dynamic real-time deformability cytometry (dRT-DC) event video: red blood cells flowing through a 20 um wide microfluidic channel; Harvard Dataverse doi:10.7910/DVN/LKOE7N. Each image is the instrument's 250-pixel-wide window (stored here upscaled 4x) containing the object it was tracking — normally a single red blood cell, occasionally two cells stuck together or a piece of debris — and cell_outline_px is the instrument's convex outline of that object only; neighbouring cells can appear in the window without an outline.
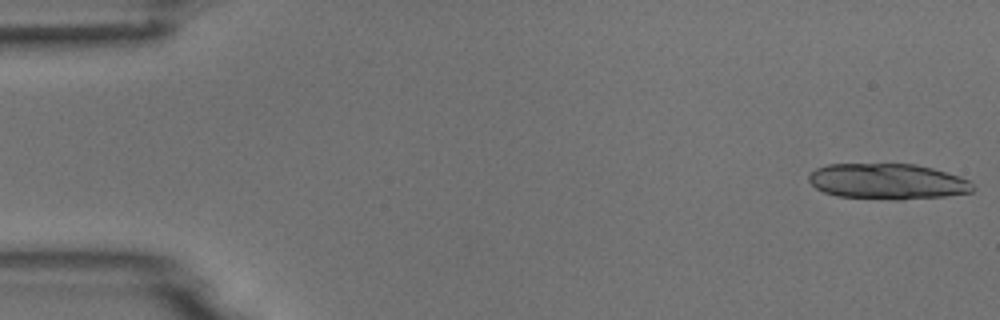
{"species": "common noctule bat (a hibernating species)", "species_latin": "Nyctalus noctula", "temperature_condition": "room temperature", "stored_images_in_passage": 4, "camera_frame_rate_fps": 3000, "um_per_image_px": 0.085, "animal": {"sex": "male", "body_mass_g": 18.8}, "frame": {"image": 1, "passage_image": 1, "time_ms": 0.0, "image_size_px": [1000, 320], "cell_outline_px": [[976, 188], [972, 192], [944, 196], [904, 200], [892, 200], [836, 196], [824, 192], [816, 188], [808, 180], [808, 176], [816, 168], [828, 164], [916, 164], [932, 168], [960, 176], [972, 180]], "centroid_in_image_um": [75.48, 15.43], "position_along_channel_um": 9.5, "area_um2": 34.51}}